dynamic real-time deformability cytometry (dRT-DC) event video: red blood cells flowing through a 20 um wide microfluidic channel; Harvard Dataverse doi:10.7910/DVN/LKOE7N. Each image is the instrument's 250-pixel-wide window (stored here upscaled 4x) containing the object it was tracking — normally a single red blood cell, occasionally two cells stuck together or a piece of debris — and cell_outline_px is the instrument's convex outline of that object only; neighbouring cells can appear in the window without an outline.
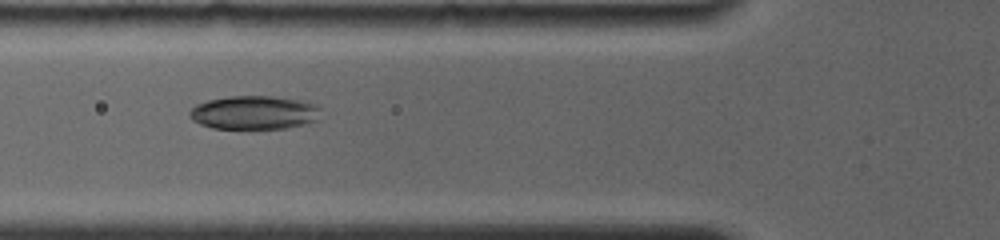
{"species": "common noctule bat (a hibernating species)", "species_latin": "Nyctalus noctula", "temperature_condition": "room temperature", "stored_images_in_passage": 16, "camera_frame_rate_fps": 4000, "um_per_image_px": 0.085, "animal": {"sex": "female", "body_mass_g": 19.0, "forearm_length_mm": 56.7}, "frame": {"image": 1, "passage_image": 14, "time_ms": 5.75, "image_size_px": [1000, 240], "cell_outline_px": [[320, 120], [288, 128], [212, 128], [200, 124], [192, 120], [188, 116], [188, 112], [196, 104], [208, 100], [228, 96], [272, 96], [296, 100], [316, 104], [320, 108]], "centroid_in_image_um": [21.6, 9.57], "position_along_channel_um": 104.2, "area_um2": 25.78}}